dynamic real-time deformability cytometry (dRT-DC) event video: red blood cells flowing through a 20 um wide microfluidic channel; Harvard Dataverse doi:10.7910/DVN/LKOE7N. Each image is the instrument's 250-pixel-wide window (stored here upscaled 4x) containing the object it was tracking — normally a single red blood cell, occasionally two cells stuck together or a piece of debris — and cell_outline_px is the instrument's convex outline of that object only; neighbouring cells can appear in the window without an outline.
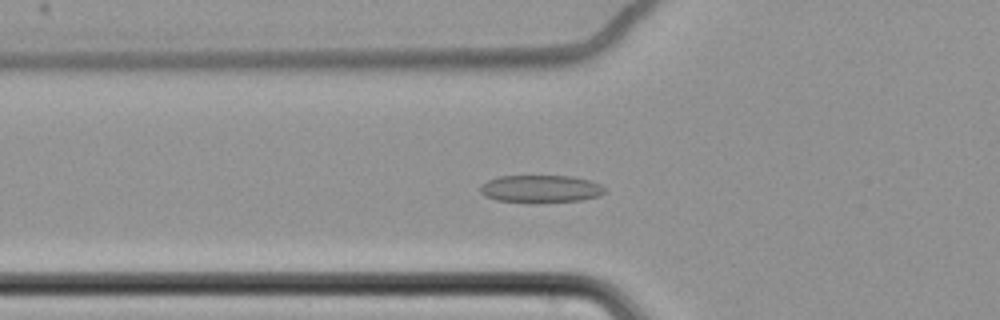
{"species": "common noctule bat (a hibernating species)", "species_latin": "Nyctalus noctula", "temperature_condition": "cold", "stored_images_in_passage": 65, "camera_frame_rate_fps": 3000, "um_per_image_px": 0.085, "animal": {"sex": "female", "body_mass_g": 22.7, "forearm_length_mm": 54.2}, "frame": {"image": 1, "passage_image": 26, "time_ms": 8.333, "image_size_px": [1000, 320], "cell_outline_px": [[604, 192], [600, 196], [580, 200], [496, 200], [484, 196], [480, 192], [480, 184], [488, 180], [500, 176], [572, 176], [592, 180], [600, 184], [604, 188]], "centroid_in_image_um": [45.96, 16.0], "position_along_channel_um": 79.8, "area_um2": 19.25}}
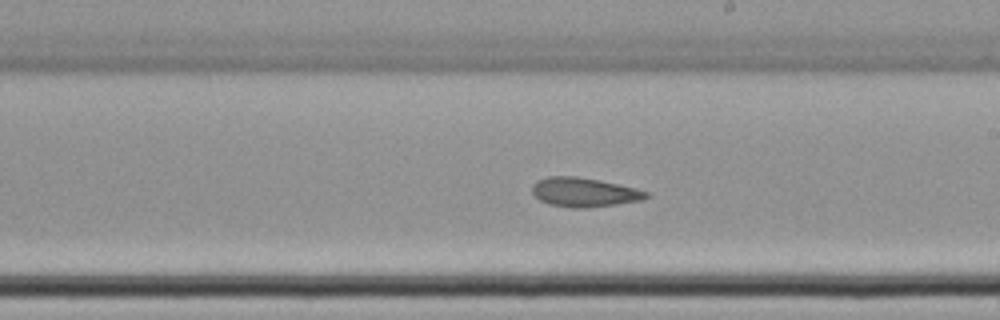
{"frame": {"image": 2, "passage_image": 40, "time_ms": 13.0, "image_size_px": [1000, 320], "cell_outline_px": [[648, 196], [640, 200], [616, 204], [584, 208], [572, 208], [548, 204], [540, 200], [532, 192], [532, 184], [536, 180], [548, 176], [576, 176], [600, 180], [636, 188], [648, 192]], "centroid_in_image_um": [49.61, 16.33], "position_along_channel_um": 239.4, "area_um2": 19.36}}
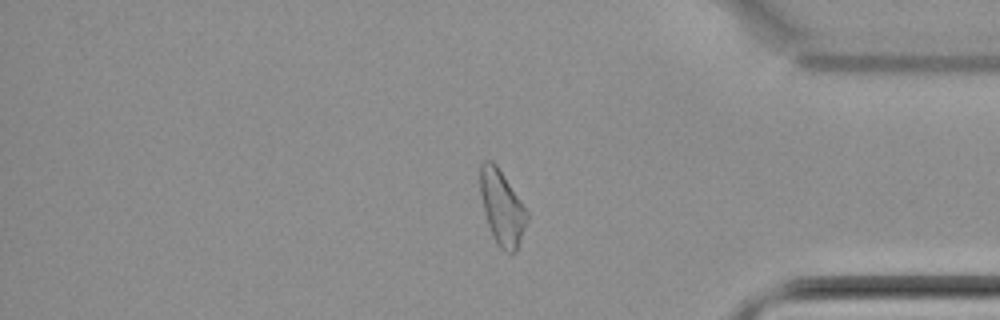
{"frame": {"image": 3, "passage_image": 55, "time_ms": 18.0, "image_size_px": [1000, 320], "cell_outline_px": [[528, 220], [516, 252], [508, 252], [500, 248], [496, 244], [492, 236], [484, 212], [480, 192], [480, 164], [484, 160], [492, 160], [496, 164], [528, 212]], "centroid_in_image_um": [42.66, 17.65], "position_along_channel_um": 392.5, "area_um2": 20.23}, "authors_computed_cell_mechanics": {"area_um2": 20.808, "velocity_mm_per_s": 3.4421, "shape_relaxation_time_tau1_ms": null, "shape_relaxation_time_tau2_ms": 3.1122, "deformation_change_tau1": null, "deformation_change_tau2": 0.0981}}